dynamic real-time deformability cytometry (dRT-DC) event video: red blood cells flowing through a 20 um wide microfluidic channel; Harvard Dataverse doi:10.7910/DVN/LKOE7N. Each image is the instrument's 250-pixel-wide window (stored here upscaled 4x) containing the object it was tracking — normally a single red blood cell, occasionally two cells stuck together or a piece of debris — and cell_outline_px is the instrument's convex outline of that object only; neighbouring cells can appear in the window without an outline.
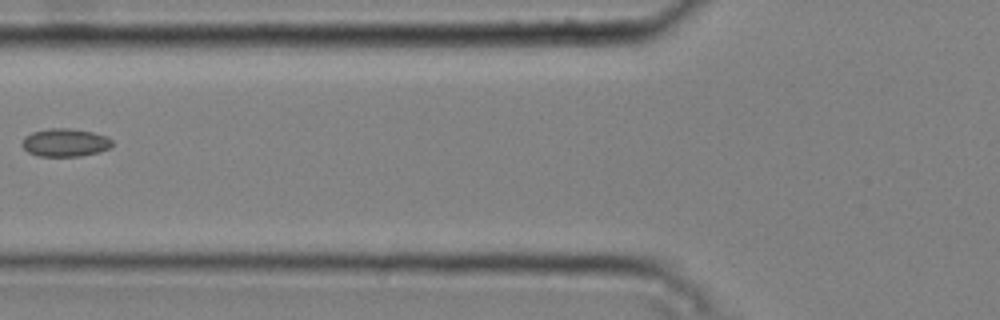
{"species": "common noctule bat (a hibernating species)", "species_latin": "Nyctalus noctula", "temperature_condition": "cold", "stored_images_in_passage": 4, "camera_frame_rate_fps": 3000, "um_per_image_px": 0.085, "animal": {"sex": "male", "body_mass_g": 20.4}, "frame": {"image": 1, "passage_image": 3, "time_ms": 0.667, "image_size_px": [1000, 320], "cell_outline_px": [[112, 148], [100, 152], [80, 156], [36, 156], [28, 152], [20, 144], [24, 136], [32, 132], [48, 128], [68, 128], [92, 132], [108, 136], [112, 140]], "centroid_in_image_um": [5.54, 12.12], "position_along_channel_um": 120.3, "area_um2": 14.97}}
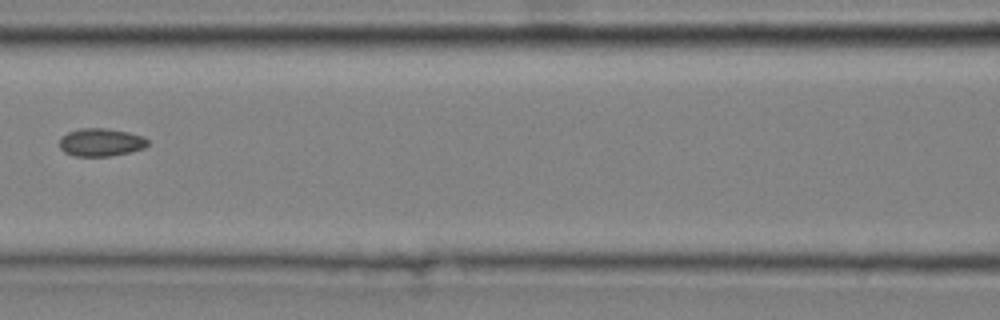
{"frame": {"image": 2, "passage_image": 4, "time_ms": 1.0, "image_size_px": [1000, 320], "cell_outline_px": [[148, 144], [144, 148], [128, 152], [108, 156], [76, 156], [64, 152], [60, 148], [60, 136], [68, 132], [80, 128], [108, 128], [128, 132], [140, 136], [148, 140]], "centroid_in_image_um": [8.54, 12.09], "position_along_channel_um": 158.1, "area_um2": 14.28}}